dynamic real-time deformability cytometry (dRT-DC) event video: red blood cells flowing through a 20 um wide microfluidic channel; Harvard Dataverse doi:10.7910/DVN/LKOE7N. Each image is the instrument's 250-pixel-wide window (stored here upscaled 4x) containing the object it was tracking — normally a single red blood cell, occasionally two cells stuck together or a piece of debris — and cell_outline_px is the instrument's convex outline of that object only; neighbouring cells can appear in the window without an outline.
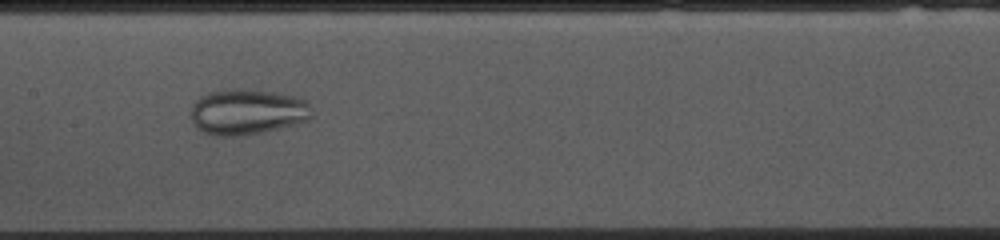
{"species": "common noctule bat (a hibernating species)", "species_latin": "Nyctalus noctula", "temperature_condition": "cold", "stored_images_in_passage": 52, "camera_frame_rate_fps": 3000, "um_per_image_px": 0.085, "animal": {"sex": "female", "body_mass_g": 10.0, "forearm_length_mm": 53.1}, "frame": {"image": 1, "passage_image": 24, "time_ms": 7.667, "image_size_px": [1000, 240], "cell_outline_px": [[312, 116], [308, 120], [264, 132], [244, 136], [216, 136], [204, 132], [196, 128], [192, 120], [192, 104], [200, 96], [208, 92], [232, 88], [244, 88], [300, 96], [312, 108]], "centroid_in_image_um": [21.02, 9.5], "position_along_channel_um": 186.4, "area_um2": 32.54}}
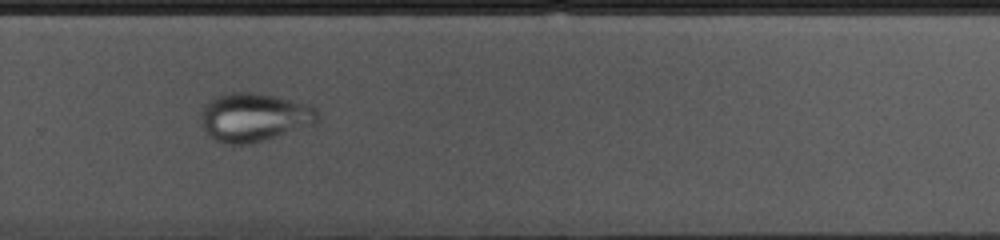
{"frame": {"image": 2, "passage_image": 34, "time_ms": 11.0, "image_size_px": [1000, 240], "cell_outline_px": [[320, 120], [316, 124], [260, 140], [244, 144], [224, 144], [216, 140], [204, 128], [204, 104], [208, 100], [216, 96], [228, 92], [256, 92], [276, 96], [312, 104], [320, 112]], "centroid_in_image_um": [21.69, 9.92], "position_along_channel_um": 308.1, "area_um2": 32.77}}
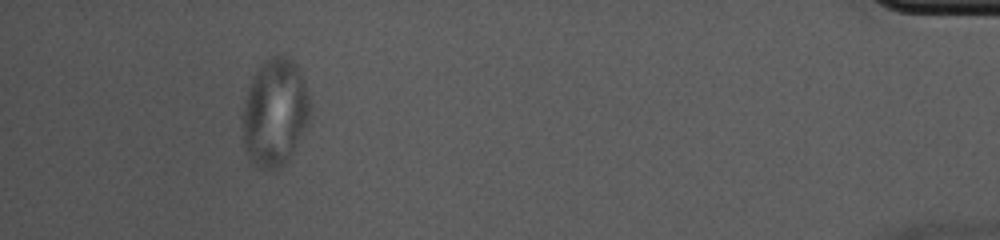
{"frame": {"image": 3, "passage_image": 48, "time_ms": 15.667, "image_size_px": [1000, 240], "cell_outline_px": [[308, 120], [288, 160], [284, 164], [276, 168], [260, 168], [252, 164], [248, 160], [244, 148], [240, 128], [244, 100], [248, 88], [260, 64], [272, 56], [292, 56], [300, 68], [308, 96]], "centroid_in_image_um": [23.3, 9.55], "position_along_channel_um": 411.9, "area_um2": 42.43}}